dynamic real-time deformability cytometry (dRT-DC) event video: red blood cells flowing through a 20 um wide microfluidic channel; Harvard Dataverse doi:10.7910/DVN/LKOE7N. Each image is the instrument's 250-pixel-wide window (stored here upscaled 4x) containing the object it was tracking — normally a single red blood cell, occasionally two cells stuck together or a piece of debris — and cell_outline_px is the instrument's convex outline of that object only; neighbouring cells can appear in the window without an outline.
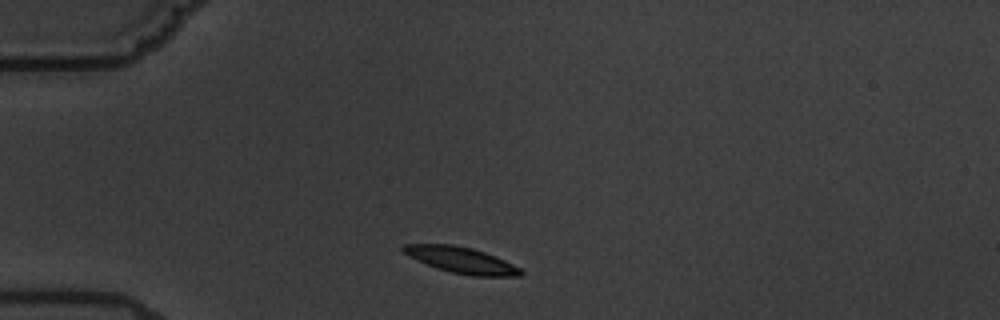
{"species": "common noctule bat (a hibernating species)", "species_latin": "Nyctalus noctula", "temperature_condition": "warm", "stored_images_in_passage": 3, "camera_frame_rate_fps": 3000, "um_per_image_px": 0.085, "animal": {"sex": "male", "body_mass_g": 19.5, "forearm_length_mm": 54.6}, "frame": {"image": 1, "passage_image": 1, "time_ms": 0.0, "image_size_px": [1000, 320], "cell_outline_px": [[524, 276], [468, 276], [452, 272], [416, 260], [408, 256], [400, 248], [404, 244], [452, 244], [472, 248], [484, 252], [504, 260], [520, 268], [524, 272]], "centroid_in_image_um": [39.23, 22.11], "position_along_channel_um": 45.8, "area_um2": 17.74}}